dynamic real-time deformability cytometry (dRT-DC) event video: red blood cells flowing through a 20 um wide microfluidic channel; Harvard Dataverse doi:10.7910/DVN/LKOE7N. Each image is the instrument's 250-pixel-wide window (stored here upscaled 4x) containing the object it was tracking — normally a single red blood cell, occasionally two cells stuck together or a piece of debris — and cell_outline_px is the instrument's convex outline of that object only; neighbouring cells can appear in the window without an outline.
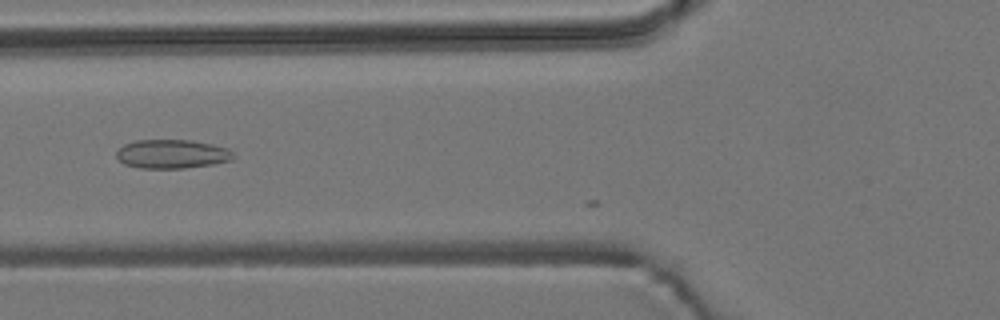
{"species": "common noctule bat (a hibernating species)", "species_latin": "Nyctalus noctula", "temperature_condition": "room temperature", "stored_images_in_passage": 5, "camera_frame_rate_fps": 3000, "um_per_image_px": 0.085, "animal": {"sex": "male", "body_mass_g": 19.2, "forearm_length_mm": 51.8}, "frame": {"image": 1, "passage_image": 4, "time_ms": 1.0, "image_size_px": [1000, 320], "cell_outline_px": [[236, 156], [232, 160], [212, 164], [184, 168], [140, 168], [124, 164], [116, 156], [116, 152], [124, 144], [136, 140], [192, 140], [212, 144], [228, 148]], "centroid_in_image_um": [14.63, 13.08], "position_along_channel_um": 111.2, "area_um2": 19.71}}